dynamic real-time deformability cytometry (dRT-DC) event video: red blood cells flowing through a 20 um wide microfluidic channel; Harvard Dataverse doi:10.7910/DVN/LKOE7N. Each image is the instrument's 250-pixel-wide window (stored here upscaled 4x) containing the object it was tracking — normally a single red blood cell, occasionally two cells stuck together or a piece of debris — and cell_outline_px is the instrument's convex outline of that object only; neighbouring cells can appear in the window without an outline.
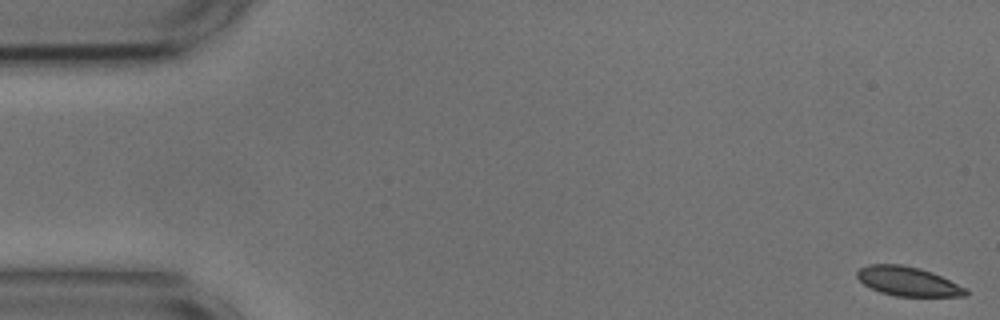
{"species": "common noctule bat (a hibernating species)", "species_latin": "Nyctalus noctula", "temperature_condition": "cold", "stored_images_in_passage": 55, "camera_frame_rate_fps": 3000, "um_per_image_px": 0.085, "animal": {"sex": "male", "body_mass_g": 17.9, "forearm_length_mm": 54.2}, "frame": {"image": 1, "passage_image": 1, "time_ms": 0.0, "image_size_px": [1000, 320], "cell_outline_px": [[968, 296], [896, 296], [880, 292], [864, 284], [856, 276], [856, 272], [860, 268], [868, 264], [900, 264], [920, 268], [932, 272], [968, 288]], "centroid_in_image_um": [77.2, 23.91], "position_along_channel_um": 7.8, "area_um2": 18.55}}
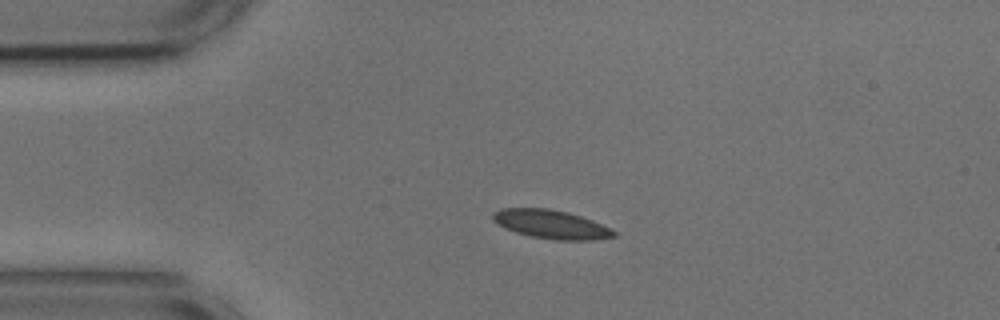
{"frame": {"image": 2, "passage_image": 12, "time_ms": 3.667, "image_size_px": [1000, 320], "cell_outline_px": [[616, 236], [592, 240], [556, 240], [532, 236], [516, 232], [504, 228], [492, 220], [492, 212], [500, 208], [548, 208], [568, 212], [592, 220], [616, 232]], "centroid_in_image_um": [46.79, 19.05], "position_along_channel_um": 38.2, "area_um2": 20.11}}
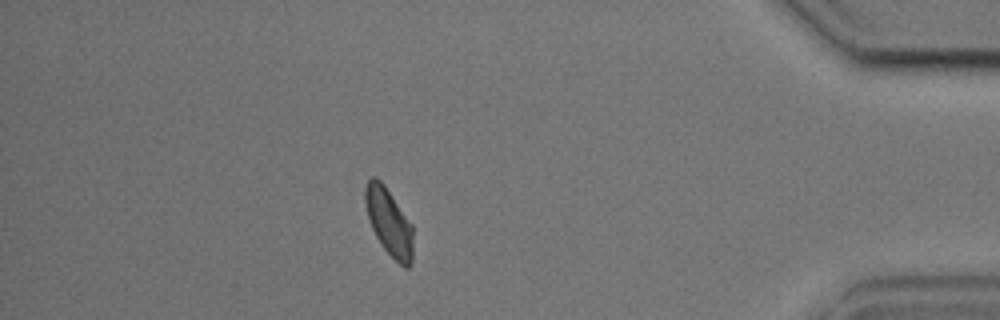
{"frame": {"image": 3, "passage_image": 48, "time_ms": 15.667, "image_size_px": [1000, 320], "cell_outline_px": [[412, 260], [408, 268], [404, 268], [380, 244], [372, 228], [368, 216], [364, 200], [364, 188], [368, 180], [372, 176], [376, 176], [384, 184], [412, 224]], "centroid_in_image_um": [33.05, 18.84], "position_along_channel_um": 402.2, "area_um2": 18.61}, "authors_computed_cell_mechanics": {"area_um2": 19.1896, "velocity_mm_per_s": 3.6232, "shape_relaxation_time_tau1_ms": null, "shape_relaxation_time_tau2_ms": 1.2413, "deformation_change_tau1": null, "deformation_change_tau2": 0.0592}}